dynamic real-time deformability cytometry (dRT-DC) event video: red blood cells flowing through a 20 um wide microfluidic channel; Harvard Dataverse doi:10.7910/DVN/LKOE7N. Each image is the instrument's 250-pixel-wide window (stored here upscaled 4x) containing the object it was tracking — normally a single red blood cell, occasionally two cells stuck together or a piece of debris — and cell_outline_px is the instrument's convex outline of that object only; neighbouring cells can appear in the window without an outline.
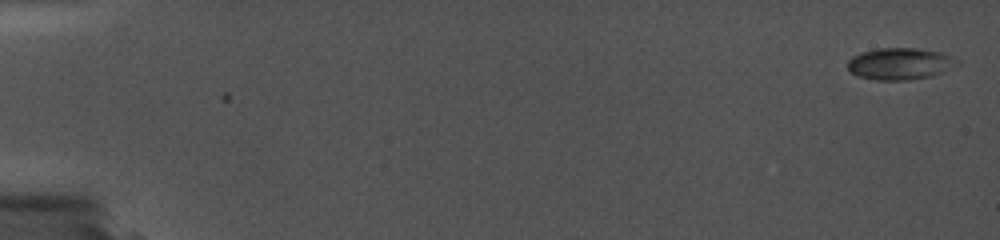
{"species": "common noctule bat (a hibernating species)", "species_latin": "Nyctalus noctula", "temperature_condition": "cold", "stored_images_in_passage": 3, "camera_frame_rate_fps": 5000, "um_per_image_px": 0.085, "animal": {"sex": "female", "body_mass_g": 19.0, "forearm_length_mm": 56.7}, "frame": {"image": 1, "passage_image": 1, "time_ms": 0.0, "image_size_px": [1000, 240], "cell_outline_px": [[936, 52], [920, 76], [864, 76], [852, 72], [848, 68], [848, 64], [856, 56], [864, 52], [876, 48], [916, 48]], "centroid_in_image_um": [75.78, 5.29], "position_along_channel_um": 9.2, "area_um2": 14.57}}